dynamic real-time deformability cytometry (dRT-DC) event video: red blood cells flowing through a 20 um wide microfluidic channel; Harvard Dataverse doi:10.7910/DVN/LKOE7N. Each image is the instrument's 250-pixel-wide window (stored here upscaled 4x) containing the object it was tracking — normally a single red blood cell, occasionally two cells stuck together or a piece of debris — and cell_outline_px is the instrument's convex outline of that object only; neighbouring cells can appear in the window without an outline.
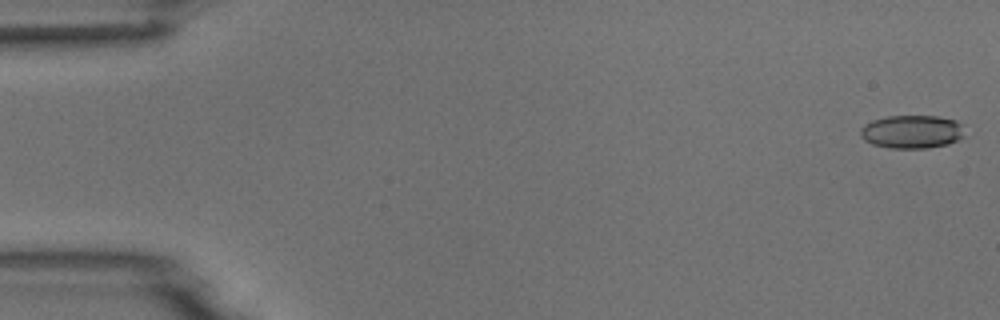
{"species": "common noctule bat (a hibernating species)", "species_latin": "Nyctalus noctula", "temperature_condition": "room temperature", "stored_images_in_passage": 6, "segment_of_instrument_passage": [1, 2], "camera_frame_rate_fps": 3000, "um_per_image_px": 0.085, "animal": {"sex": "male", "body_mass_g": 18.8}, "frame": {"image": 1, "passage_image": 1, "time_ms": 0.0, "image_size_px": [1000, 320], "cell_outline_px": [[964, 136], [948, 144], [928, 148], [888, 148], [872, 144], [864, 140], [860, 136], [860, 128], [864, 124], [872, 120], [888, 116], [936, 116], [956, 120], [960, 124]], "centroid_in_image_um": [77.46, 11.2], "position_along_channel_um": 7.5, "area_um2": 20.23}}